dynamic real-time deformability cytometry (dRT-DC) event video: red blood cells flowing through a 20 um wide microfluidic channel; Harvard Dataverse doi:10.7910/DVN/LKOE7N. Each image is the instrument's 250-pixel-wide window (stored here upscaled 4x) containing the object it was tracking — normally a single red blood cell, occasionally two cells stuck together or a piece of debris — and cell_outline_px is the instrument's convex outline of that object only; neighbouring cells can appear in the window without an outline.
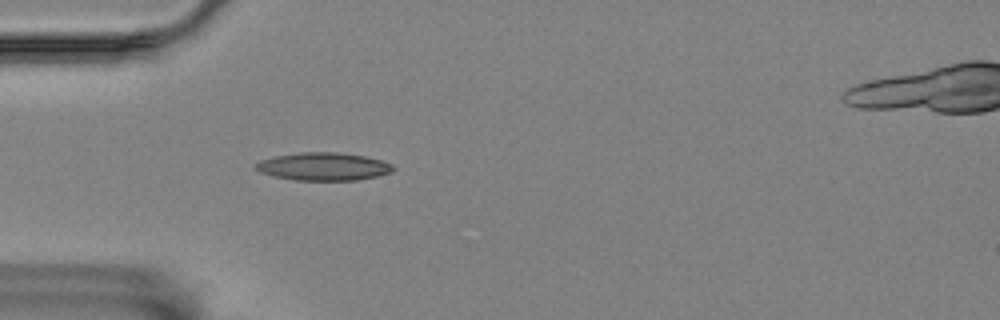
{"species": "Egyptian fruit bat (a non-hibernating species)", "species_latin": "Rousettus aegyptiacus", "temperature_condition": "room temperature", "stored_images_in_passage": 4, "camera_frame_rate_fps": 3000, "um_per_image_px": 0.085, "animal": {"sex": "female"}, "frame": {"image": 1, "passage_image": 3, "time_ms": 3.333, "image_size_px": [1000, 320], "cell_outline_px": [[396, 168], [392, 172], [376, 176], [356, 180], [296, 180], [272, 176], [260, 172], [252, 168], [260, 160], [272, 156], [300, 152], [340, 152], [364, 156], [380, 160], [392, 164]], "centroid_in_image_um": [27.45, 14.15], "position_along_channel_um": 57.5, "area_um2": 22.48}}